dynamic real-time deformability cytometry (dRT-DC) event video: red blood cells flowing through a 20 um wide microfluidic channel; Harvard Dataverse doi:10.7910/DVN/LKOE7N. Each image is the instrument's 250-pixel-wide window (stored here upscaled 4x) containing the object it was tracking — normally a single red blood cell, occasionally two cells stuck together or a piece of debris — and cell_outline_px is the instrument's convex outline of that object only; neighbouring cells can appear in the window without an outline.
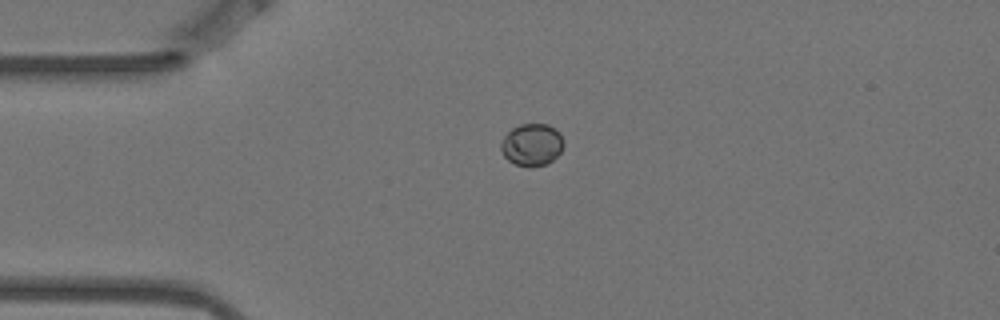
{"species": "Egyptian fruit bat (a non-hibernating species)", "species_latin": "Rousettus aegyptiacus", "temperature_condition": "warm", "stored_images_in_passage": 2, "camera_frame_rate_fps": 3000, "um_per_image_px": 0.085, "animal": {"sex": "female"}, "frame": {"image": 1, "passage_image": 1, "time_ms": 0.0, "image_size_px": [1000, 320], "cell_outline_px": [[564, 144], [560, 152], [548, 164], [528, 168], [516, 164], [508, 160], [504, 156], [500, 148], [500, 144], [504, 136], [512, 128], [520, 124], [548, 124], [556, 128], [560, 132], [564, 140]], "centroid_in_image_um": [45.22, 12.3], "position_along_channel_um": 39.8, "area_um2": 15.66}}